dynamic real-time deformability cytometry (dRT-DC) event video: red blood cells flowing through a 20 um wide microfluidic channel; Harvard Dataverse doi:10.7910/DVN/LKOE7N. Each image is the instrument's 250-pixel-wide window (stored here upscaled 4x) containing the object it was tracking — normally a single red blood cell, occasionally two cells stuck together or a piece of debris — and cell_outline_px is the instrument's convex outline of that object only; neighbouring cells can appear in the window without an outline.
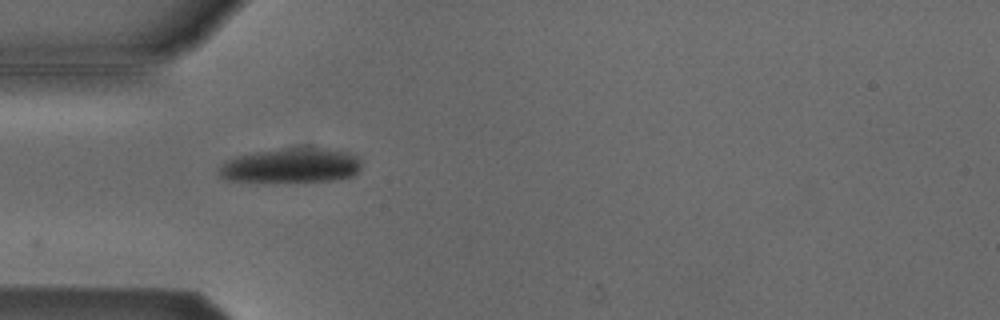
{"species": "Egyptian fruit bat (a non-hibernating species)", "species_latin": "Rousettus aegyptiacus", "temperature_condition": "cold", "stored_images_in_passage": 5, "camera_frame_rate_fps": 3000, "um_per_image_px": 0.085, "animal": {"sex": "male"}, "frame": {"image": 1, "passage_image": 1, "time_ms": 0.0, "image_size_px": [1000, 320], "cell_outline_px": [[360, 168], [352, 176], [332, 180], [228, 180], [220, 176], [216, 172], [220, 164], [224, 160], [236, 156], [256, 152], [280, 148], [316, 148], [348, 152], [356, 156], [360, 160]], "centroid_in_image_um": [24.69, 14.04], "position_along_channel_um": 60.3, "area_um2": 28.09}}
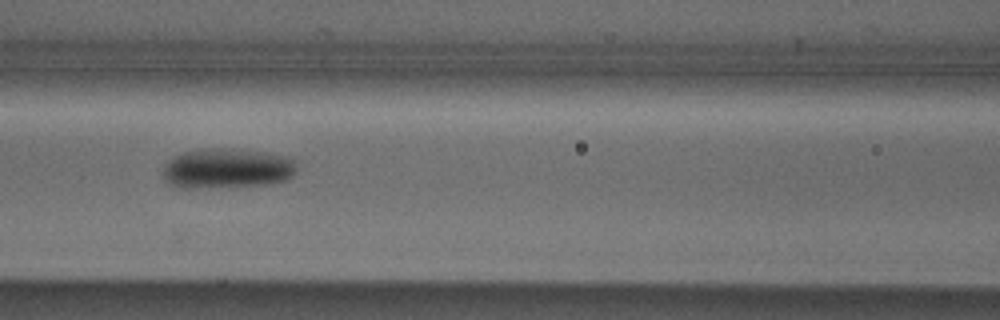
{"frame": {"image": 2, "passage_image": 3, "time_ms": 0.667, "image_size_px": [1000, 320], "cell_outline_px": [[296, 172], [292, 176], [284, 180], [268, 184], [196, 188], [180, 188], [168, 184], [164, 180], [164, 164], [168, 160], [184, 152], [204, 148], [228, 148], [264, 152], [284, 156], [292, 160]], "centroid_in_image_um": [19.24, 14.31], "position_along_channel_um": 147.4, "area_um2": 30.98}}
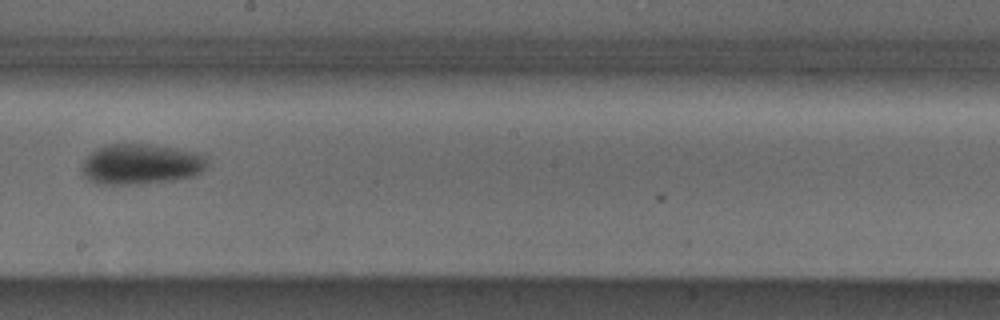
{"frame": {"image": 3, "passage_image": 5, "time_ms": 1.333, "image_size_px": [1000, 320], "cell_outline_px": [[208, 168], [192, 176], [172, 180], [136, 184], [96, 184], [88, 180], [84, 176], [84, 160], [88, 152], [104, 144], [156, 144], [196, 152], [208, 156]], "centroid_in_image_um": [12.0, 13.93], "position_along_channel_um": 236.2, "area_um2": 29.94}}